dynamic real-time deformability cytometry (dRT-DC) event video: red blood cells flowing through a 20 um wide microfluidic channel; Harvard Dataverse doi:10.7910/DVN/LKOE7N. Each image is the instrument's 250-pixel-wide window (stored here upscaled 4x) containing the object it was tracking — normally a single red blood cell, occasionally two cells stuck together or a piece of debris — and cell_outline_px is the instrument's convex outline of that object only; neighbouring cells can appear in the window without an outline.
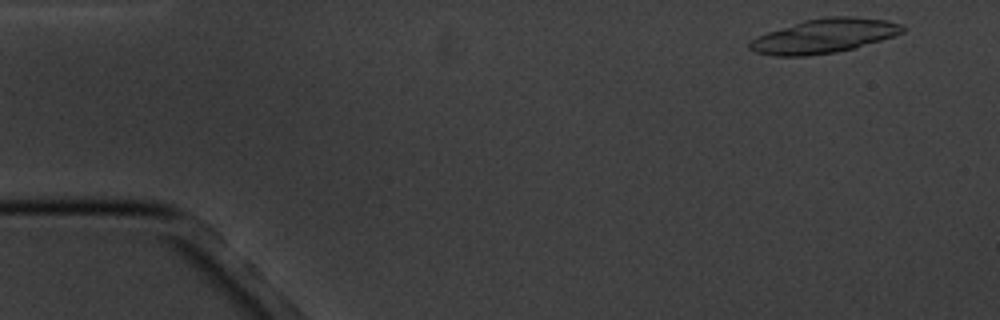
{"species": "common noctule bat (a hibernating species)", "species_latin": "Nyctalus noctula", "temperature_condition": "cold", "stored_images_in_passage": 4, "camera_frame_rate_fps": 3000, "um_per_image_px": 0.085, "animal": {"sex": "male", "body_mass_g": 20.1, "forearm_length_mm": 53.5}, "frame": {"image": 1, "passage_image": 1, "time_ms": 0.0, "image_size_px": [1000, 320], "cell_outline_px": [[904, 32], [880, 40], [852, 48], [836, 52], [808, 56], [772, 56], [756, 52], [748, 48], [748, 44], [756, 36], [804, 20], [824, 16], [856, 16], [884, 20], [900, 24], [904, 28]], "centroid_in_image_um": [70.01, 3.05], "position_along_channel_um": 15.0, "area_um2": 30.29}}